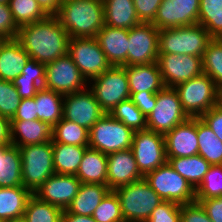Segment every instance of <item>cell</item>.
I'll use <instances>...</instances> for the list:
<instances>
[{
    "instance_id": "cell-17",
    "label": "cell",
    "mask_w": 222,
    "mask_h": 222,
    "mask_svg": "<svg viewBox=\"0 0 222 222\" xmlns=\"http://www.w3.org/2000/svg\"><path fill=\"white\" fill-rule=\"evenodd\" d=\"M200 0H162L154 21L158 30L198 24Z\"/></svg>"
},
{
    "instance_id": "cell-44",
    "label": "cell",
    "mask_w": 222,
    "mask_h": 222,
    "mask_svg": "<svg viewBox=\"0 0 222 222\" xmlns=\"http://www.w3.org/2000/svg\"><path fill=\"white\" fill-rule=\"evenodd\" d=\"M19 27L14 21L8 4H0V37L4 39H15Z\"/></svg>"
},
{
    "instance_id": "cell-47",
    "label": "cell",
    "mask_w": 222,
    "mask_h": 222,
    "mask_svg": "<svg viewBox=\"0 0 222 222\" xmlns=\"http://www.w3.org/2000/svg\"><path fill=\"white\" fill-rule=\"evenodd\" d=\"M23 78L35 81L40 87L44 86L46 69L45 64L37 62L35 59L29 58L21 72Z\"/></svg>"
},
{
    "instance_id": "cell-19",
    "label": "cell",
    "mask_w": 222,
    "mask_h": 222,
    "mask_svg": "<svg viewBox=\"0 0 222 222\" xmlns=\"http://www.w3.org/2000/svg\"><path fill=\"white\" fill-rule=\"evenodd\" d=\"M143 178L131 148L107 155V186L111 191Z\"/></svg>"
},
{
    "instance_id": "cell-43",
    "label": "cell",
    "mask_w": 222,
    "mask_h": 222,
    "mask_svg": "<svg viewBox=\"0 0 222 222\" xmlns=\"http://www.w3.org/2000/svg\"><path fill=\"white\" fill-rule=\"evenodd\" d=\"M146 222H181V205L163 201L152 211Z\"/></svg>"
},
{
    "instance_id": "cell-1",
    "label": "cell",
    "mask_w": 222,
    "mask_h": 222,
    "mask_svg": "<svg viewBox=\"0 0 222 222\" xmlns=\"http://www.w3.org/2000/svg\"><path fill=\"white\" fill-rule=\"evenodd\" d=\"M16 39L39 63L48 64L68 54L70 36L56 15L19 27Z\"/></svg>"
},
{
    "instance_id": "cell-46",
    "label": "cell",
    "mask_w": 222,
    "mask_h": 222,
    "mask_svg": "<svg viewBox=\"0 0 222 222\" xmlns=\"http://www.w3.org/2000/svg\"><path fill=\"white\" fill-rule=\"evenodd\" d=\"M181 222H212L199 202L181 205Z\"/></svg>"
},
{
    "instance_id": "cell-57",
    "label": "cell",
    "mask_w": 222,
    "mask_h": 222,
    "mask_svg": "<svg viewBox=\"0 0 222 222\" xmlns=\"http://www.w3.org/2000/svg\"><path fill=\"white\" fill-rule=\"evenodd\" d=\"M9 0H0V4H8Z\"/></svg>"
},
{
    "instance_id": "cell-12",
    "label": "cell",
    "mask_w": 222,
    "mask_h": 222,
    "mask_svg": "<svg viewBox=\"0 0 222 222\" xmlns=\"http://www.w3.org/2000/svg\"><path fill=\"white\" fill-rule=\"evenodd\" d=\"M68 54L86 80L100 76L112 66L96 37L70 38Z\"/></svg>"
},
{
    "instance_id": "cell-25",
    "label": "cell",
    "mask_w": 222,
    "mask_h": 222,
    "mask_svg": "<svg viewBox=\"0 0 222 222\" xmlns=\"http://www.w3.org/2000/svg\"><path fill=\"white\" fill-rule=\"evenodd\" d=\"M110 191L107 185L81 183L77 195L65 211L69 214L92 216Z\"/></svg>"
},
{
    "instance_id": "cell-49",
    "label": "cell",
    "mask_w": 222,
    "mask_h": 222,
    "mask_svg": "<svg viewBox=\"0 0 222 222\" xmlns=\"http://www.w3.org/2000/svg\"><path fill=\"white\" fill-rule=\"evenodd\" d=\"M130 99L142 111V114L146 118L156 105V93L152 92L143 91L131 93Z\"/></svg>"
},
{
    "instance_id": "cell-59",
    "label": "cell",
    "mask_w": 222,
    "mask_h": 222,
    "mask_svg": "<svg viewBox=\"0 0 222 222\" xmlns=\"http://www.w3.org/2000/svg\"><path fill=\"white\" fill-rule=\"evenodd\" d=\"M219 104L222 106V92H220V100H219Z\"/></svg>"
},
{
    "instance_id": "cell-52",
    "label": "cell",
    "mask_w": 222,
    "mask_h": 222,
    "mask_svg": "<svg viewBox=\"0 0 222 222\" xmlns=\"http://www.w3.org/2000/svg\"><path fill=\"white\" fill-rule=\"evenodd\" d=\"M195 201L202 205L212 222H222V196Z\"/></svg>"
},
{
    "instance_id": "cell-10",
    "label": "cell",
    "mask_w": 222,
    "mask_h": 222,
    "mask_svg": "<svg viewBox=\"0 0 222 222\" xmlns=\"http://www.w3.org/2000/svg\"><path fill=\"white\" fill-rule=\"evenodd\" d=\"M91 80H94V85L90 90L105 113H110L116 105L130 98L128 78L123 66H111Z\"/></svg>"
},
{
    "instance_id": "cell-58",
    "label": "cell",
    "mask_w": 222,
    "mask_h": 222,
    "mask_svg": "<svg viewBox=\"0 0 222 222\" xmlns=\"http://www.w3.org/2000/svg\"><path fill=\"white\" fill-rule=\"evenodd\" d=\"M6 39H4L3 37H0V47L2 45V43L5 41Z\"/></svg>"
},
{
    "instance_id": "cell-51",
    "label": "cell",
    "mask_w": 222,
    "mask_h": 222,
    "mask_svg": "<svg viewBox=\"0 0 222 222\" xmlns=\"http://www.w3.org/2000/svg\"><path fill=\"white\" fill-rule=\"evenodd\" d=\"M35 119H38L35 96L33 98L21 99L19 107L11 120L30 121Z\"/></svg>"
},
{
    "instance_id": "cell-5",
    "label": "cell",
    "mask_w": 222,
    "mask_h": 222,
    "mask_svg": "<svg viewBox=\"0 0 222 222\" xmlns=\"http://www.w3.org/2000/svg\"><path fill=\"white\" fill-rule=\"evenodd\" d=\"M212 39L200 24L159 31V54H183L202 57Z\"/></svg>"
},
{
    "instance_id": "cell-23",
    "label": "cell",
    "mask_w": 222,
    "mask_h": 222,
    "mask_svg": "<svg viewBox=\"0 0 222 222\" xmlns=\"http://www.w3.org/2000/svg\"><path fill=\"white\" fill-rule=\"evenodd\" d=\"M29 54L15 39H6L0 47V79L13 82L22 72Z\"/></svg>"
},
{
    "instance_id": "cell-11",
    "label": "cell",
    "mask_w": 222,
    "mask_h": 222,
    "mask_svg": "<svg viewBox=\"0 0 222 222\" xmlns=\"http://www.w3.org/2000/svg\"><path fill=\"white\" fill-rule=\"evenodd\" d=\"M131 150L140 173L148 172L167 163L165 136L149 129L135 131Z\"/></svg>"
},
{
    "instance_id": "cell-22",
    "label": "cell",
    "mask_w": 222,
    "mask_h": 222,
    "mask_svg": "<svg viewBox=\"0 0 222 222\" xmlns=\"http://www.w3.org/2000/svg\"><path fill=\"white\" fill-rule=\"evenodd\" d=\"M123 67L126 69L130 93H157L165 87L157 62Z\"/></svg>"
},
{
    "instance_id": "cell-4",
    "label": "cell",
    "mask_w": 222,
    "mask_h": 222,
    "mask_svg": "<svg viewBox=\"0 0 222 222\" xmlns=\"http://www.w3.org/2000/svg\"><path fill=\"white\" fill-rule=\"evenodd\" d=\"M174 89L190 118H200L209 109L219 104L220 91L205 73L176 85Z\"/></svg>"
},
{
    "instance_id": "cell-14",
    "label": "cell",
    "mask_w": 222,
    "mask_h": 222,
    "mask_svg": "<svg viewBox=\"0 0 222 222\" xmlns=\"http://www.w3.org/2000/svg\"><path fill=\"white\" fill-rule=\"evenodd\" d=\"M45 69L46 75L43 87L62 95L84 90L87 80L69 54L45 64Z\"/></svg>"
},
{
    "instance_id": "cell-20",
    "label": "cell",
    "mask_w": 222,
    "mask_h": 222,
    "mask_svg": "<svg viewBox=\"0 0 222 222\" xmlns=\"http://www.w3.org/2000/svg\"><path fill=\"white\" fill-rule=\"evenodd\" d=\"M167 158L189 157L198 154L197 118H189L165 135Z\"/></svg>"
},
{
    "instance_id": "cell-53",
    "label": "cell",
    "mask_w": 222,
    "mask_h": 222,
    "mask_svg": "<svg viewBox=\"0 0 222 222\" xmlns=\"http://www.w3.org/2000/svg\"><path fill=\"white\" fill-rule=\"evenodd\" d=\"M11 144V119L0 115V147Z\"/></svg>"
},
{
    "instance_id": "cell-29",
    "label": "cell",
    "mask_w": 222,
    "mask_h": 222,
    "mask_svg": "<svg viewBox=\"0 0 222 222\" xmlns=\"http://www.w3.org/2000/svg\"><path fill=\"white\" fill-rule=\"evenodd\" d=\"M64 95L41 87L35 96L38 120L53 127L63 118Z\"/></svg>"
},
{
    "instance_id": "cell-28",
    "label": "cell",
    "mask_w": 222,
    "mask_h": 222,
    "mask_svg": "<svg viewBox=\"0 0 222 222\" xmlns=\"http://www.w3.org/2000/svg\"><path fill=\"white\" fill-rule=\"evenodd\" d=\"M23 186L22 162L19 147L12 144L0 147V187Z\"/></svg>"
},
{
    "instance_id": "cell-18",
    "label": "cell",
    "mask_w": 222,
    "mask_h": 222,
    "mask_svg": "<svg viewBox=\"0 0 222 222\" xmlns=\"http://www.w3.org/2000/svg\"><path fill=\"white\" fill-rule=\"evenodd\" d=\"M81 181L75 175L53 174L34 193L40 200L66 210L78 193Z\"/></svg>"
},
{
    "instance_id": "cell-32",
    "label": "cell",
    "mask_w": 222,
    "mask_h": 222,
    "mask_svg": "<svg viewBox=\"0 0 222 222\" xmlns=\"http://www.w3.org/2000/svg\"><path fill=\"white\" fill-rule=\"evenodd\" d=\"M170 166L196 189L211 166L201 155L167 158Z\"/></svg>"
},
{
    "instance_id": "cell-27",
    "label": "cell",
    "mask_w": 222,
    "mask_h": 222,
    "mask_svg": "<svg viewBox=\"0 0 222 222\" xmlns=\"http://www.w3.org/2000/svg\"><path fill=\"white\" fill-rule=\"evenodd\" d=\"M104 25L131 29L141 23L132 0H103Z\"/></svg>"
},
{
    "instance_id": "cell-48",
    "label": "cell",
    "mask_w": 222,
    "mask_h": 222,
    "mask_svg": "<svg viewBox=\"0 0 222 222\" xmlns=\"http://www.w3.org/2000/svg\"><path fill=\"white\" fill-rule=\"evenodd\" d=\"M200 118L214 132L217 138L222 141V106L218 104L205 112Z\"/></svg>"
},
{
    "instance_id": "cell-6",
    "label": "cell",
    "mask_w": 222,
    "mask_h": 222,
    "mask_svg": "<svg viewBox=\"0 0 222 222\" xmlns=\"http://www.w3.org/2000/svg\"><path fill=\"white\" fill-rule=\"evenodd\" d=\"M22 162V183L33 194L53 174L52 140L19 147Z\"/></svg>"
},
{
    "instance_id": "cell-8",
    "label": "cell",
    "mask_w": 222,
    "mask_h": 222,
    "mask_svg": "<svg viewBox=\"0 0 222 222\" xmlns=\"http://www.w3.org/2000/svg\"><path fill=\"white\" fill-rule=\"evenodd\" d=\"M144 179L163 201L180 205L195 201V189L168 162L148 172Z\"/></svg>"
},
{
    "instance_id": "cell-2",
    "label": "cell",
    "mask_w": 222,
    "mask_h": 222,
    "mask_svg": "<svg viewBox=\"0 0 222 222\" xmlns=\"http://www.w3.org/2000/svg\"><path fill=\"white\" fill-rule=\"evenodd\" d=\"M56 16L70 38L96 37L104 26L103 0H62Z\"/></svg>"
},
{
    "instance_id": "cell-3",
    "label": "cell",
    "mask_w": 222,
    "mask_h": 222,
    "mask_svg": "<svg viewBox=\"0 0 222 222\" xmlns=\"http://www.w3.org/2000/svg\"><path fill=\"white\" fill-rule=\"evenodd\" d=\"M125 222H146L163 199L143 178L114 190Z\"/></svg>"
},
{
    "instance_id": "cell-36",
    "label": "cell",
    "mask_w": 222,
    "mask_h": 222,
    "mask_svg": "<svg viewBox=\"0 0 222 222\" xmlns=\"http://www.w3.org/2000/svg\"><path fill=\"white\" fill-rule=\"evenodd\" d=\"M198 24L217 38L222 33V0H200Z\"/></svg>"
},
{
    "instance_id": "cell-15",
    "label": "cell",
    "mask_w": 222,
    "mask_h": 222,
    "mask_svg": "<svg viewBox=\"0 0 222 222\" xmlns=\"http://www.w3.org/2000/svg\"><path fill=\"white\" fill-rule=\"evenodd\" d=\"M63 118L75 122L88 131L103 116L94 93L90 90H82L64 95Z\"/></svg>"
},
{
    "instance_id": "cell-37",
    "label": "cell",
    "mask_w": 222,
    "mask_h": 222,
    "mask_svg": "<svg viewBox=\"0 0 222 222\" xmlns=\"http://www.w3.org/2000/svg\"><path fill=\"white\" fill-rule=\"evenodd\" d=\"M63 210L40 200L34 194L29 198L24 217L27 222H61Z\"/></svg>"
},
{
    "instance_id": "cell-60",
    "label": "cell",
    "mask_w": 222,
    "mask_h": 222,
    "mask_svg": "<svg viewBox=\"0 0 222 222\" xmlns=\"http://www.w3.org/2000/svg\"><path fill=\"white\" fill-rule=\"evenodd\" d=\"M217 38L222 40V33Z\"/></svg>"
},
{
    "instance_id": "cell-26",
    "label": "cell",
    "mask_w": 222,
    "mask_h": 222,
    "mask_svg": "<svg viewBox=\"0 0 222 222\" xmlns=\"http://www.w3.org/2000/svg\"><path fill=\"white\" fill-rule=\"evenodd\" d=\"M75 176L81 183L107 185V155L88 147Z\"/></svg>"
},
{
    "instance_id": "cell-40",
    "label": "cell",
    "mask_w": 222,
    "mask_h": 222,
    "mask_svg": "<svg viewBox=\"0 0 222 222\" xmlns=\"http://www.w3.org/2000/svg\"><path fill=\"white\" fill-rule=\"evenodd\" d=\"M222 196V164L211 165L201 184L195 189V200Z\"/></svg>"
},
{
    "instance_id": "cell-39",
    "label": "cell",
    "mask_w": 222,
    "mask_h": 222,
    "mask_svg": "<svg viewBox=\"0 0 222 222\" xmlns=\"http://www.w3.org/2000/svg\"><path fill=\"white\" fill-rule=\"evenodd\" d=\"M109 114L134 132L147 129V118L130 98L116 105Z\"/></svg>"
},
{
    "instance_id": "cell-21",
    "label": "cell",
    "mask_w": 222,
    "mask_h": 222,
    "mask_svg": "<svg viewBox=\"0 0 222 222\" xmlns=\"http://www.w3.org/2000/svg\"><path fill=\"white\" fill-rule=\"evenodd\" d=\"M129 29L104 25L96 39L112 66H127Z\"/></svg>"
},
{
    "instance_id": "cell-54",
    "label": "cell",
    "mask_w": 222,
    "mask_h": 222,
    "mask_svg": "<svg viewBox=\"0 0 222 222\" xmlns=\"http://www.w3.org/2000/svg\"><path fill=\"white\" fill-rule=\"evenodd\" d=\"M47 15H57L62 0H36Z\"/></svg>"
},
{
    "instance_id": "cell-50",
    "label": "cell",
    "mask_w": 222,
    "mask_h": 222,
    "mask_svg": "<svg viewBox=\"0 0 222 222\" xmlns=\"http://www.w3.org/2000/svg\"><path fill=\"white\" fill-rule=\"evenodd\" d=\"M13 83L21 99L33 98L41 88L35 81L23 78L21 74L13 81Z\"/></svg>"
},
{
    "instance_id": "cell-7",
    "label": "cell",
    "mask_w": 222,
    "mask_h": 222,
    "mask_svg": "<svg viewBox=\"0 0 222 222\" xmlns=\"http://www.w3.org/2000/svg\"><path fill=\"white\" fill-rule=\"evenodd\" d=\"M134 131L105 113L89 130L88 147L105 155L131 148Z\"/></svg>"
},
{
    "instance_id": "cell-45",
    "label": "cell",
    "mask_w": 222,
    "mask_h": 222,
    "mask_svg": "<svg viewBox=\"0 0 222 222\" xmlns=\"http://www.w3.org/2000/svg\"><path fill=\"white\" fill-rule=\"evenodd\" d=\"M140 22L152 23L162 0H132Z\"/></svg>"
},
{
    "instance_id": "cell-55",
    "label": "cell",
    "mask_w": 222,
    "mask_h": 222,
    "mask_svg": "<svg viewBox=\"0 0 222 222\" xmlns=\"http://www.w3.org/2000/svg\"><path fill=\"white\" fill-rule=\"evenodd\" d=\"M61 222H96L92 216L69 214L63 210Z\"/></svg>"
},
{
    "instance_id": "cell-42",
    "label": "cell",
    "mask_w": 222,
    "mask_h": 222,
    "mask_svg": "<svg viewBox=\"0 0 222 222\" xmlns=\"http://www.w3.org/2000/svg\"><path fill=\"white\" fill-rule=\"evenodd\" d=\"M21 98L13 82L0 79V115L12 119Z\"/></svg>"
},
{
    "instance_id": "cell-35",
    "label": "cell",
    "mask_w": 222,
    "mask_h": 222,
    "mask_svg": "<svg viewBox=\"0 0 222 222\" xmlns=\"http://www.w3.org/2000/svg\"><path fill=\"white\" fill-rule=\"evenodd\" d=\"M203 73L207 74L222 92V40L212 38L202 56Z\"/></svg>"
},
{
    "instance_id": "cell-16",
    "label": "cell",
    "mask_w": 222,
    "mask_h": 222,
    "mask_svg": "<svg viewBox=\"0 0 222 222\" xmlns=\"http://www.w3.org/2000/svg\"><path fill=\"white\" fill-rule=\"evenodd\" d=\"M157 63L165 87H175L203 73L202 57L198 56L159 54Z\"/></svg>"
},
{
    "instance_id": "cell-34",
    "label": "cell",
    "mask_w": 222,
    "mask_h": 222,
    "mask_svg": "<svg viewBox=\"0 0 222 222\" xmlns=\"http://www.w3.org/2000/svg\"><path fill=\"white\" fill-rule=\"evenodd\" d=\"M89 131L75 122L62 118L52 127V143L88 146Z\"/></svg>"
},
{
    "instance_id": "cell-33",
    "label": "cell",
    "mask_w": 222,
    "mask_h": 222,
    "mask_svg": "<svg viewBox=\"0 0 222 222\" xmlns=\"http://www.w3.org/2000/svg\"><path fill=\"white\" fill-rule=\"evenodd\" d=\"M198 154L210 165L222 164V141L205 124L201 118H197Z\"/></svg>"
},
{
    "instance_id": "cell-56",
    "label": "cell",
    "mask_w": 222,
    "mask_h": 222,
    "mask_svg": "<svg viewBox=\"0 0 222 222\" xmlns=\"http://www.w3.org/2000/svg\"><path fill=\"white\" fill-rule=\"evenodd\" d=\"M3 222H27V221L24 216H20L13 219L5 220Z\"/></svg>"
},
{
    "instance_id": "cell-31",
    "label": "cell",
    "mask_w": 222,
    "mask_h": 222,
    "mask_svg": "<svg viewBox=\"0 0 222 222\" xmlns=\"http://www.w3.org/2000/svg\"><path fill=\"white\" fill-rule=\"evenodd\" d=\"M56 174L76 175L88 146L52 143Z\"/></svg>"
},
{
    "instance_id": "cell-13",
    "label": "cell",
    "mask_w": 222,
    "mask_h": 222,
    "mask_svg": "<svg viewBox=\"0 0 222 222\" xmlns=\"http://www.w3.org/2000/svg\"><path fill=\"white\" fill-rule=\"evenodd\" d=\"M159 31L153 23L144 22L129 29L127 66L157 62Z\"/></svg>"
},
{
    "instance_id": "cell-24",
    "label": "cell",
    "mask_w": 222,
    "mask_h": 222,
    "mask_svg": "<svg viewBox=\"0 0 222 222\" xmlns=\"http://www.w3.org/2000/svg\"><path fill=\"white\" fill-rule=\"evenodd\" d=\"M19 134L20 140L16 139ZM52 140V127L38 119L11 120V144L17 147L42 144Z\"/></svg>"
},
{
    "instance_id": "cell-38",
    "label": "cell",
    "mask_w": 222,
    "mask_h": 222,
    "mask_svg": "<svg viewBox=\"0 0 222 222\" xmlns=\"http://www.w3.org/2000/svg\"><path fill=\"white\" fill-rule=\"evenodd\" d=\"M8 5L18 27L43 20L48 16L36 0H9Z\"/></svg>"
},
{
    "instance_id": "cell-9",
    "label": "cell",
    "mask_w": 222,
    "mask_h": 222,
    "mask_svg": "<svg viewBox=\"0 0 222 222\" xmlns=\"http://www.w3.org/2000/svg\"><path fill=\"white\" fill-rule=\"evenodd\" d=\"M189 118L174 87H164L156 93V105L147 116V129L165 135Z\"/></svg>"
},
{
    "instance_id": "cell-30",
    "label": "cell",
    "mask_w": 222,
    "mask_h": 222,
    "mask_svg": "<svg viewBox=\"0 0 222 222\" xmlns=\"http://www.w3.org/2000/svg\"><path fill=\"white\" fill-rule=\"evenodd\" d=\"M32 195L33 193L24 186L0 187V219L5 221L23 216Z\"/></svg>"
},
{
    "instance_id": "cell-41",
    "label": "cell",
    "mask_w": 222,
    "mask_h": 222,
    "mask_svg": "<svg viewBox=\"0 0 222 222\" xmlns=\"http://www.w3.org/2000/svg\"><path fill=\"white\" fill-rule=\"evenodd\" d=\"M96 222H125L118 196L110 191L100 202L92 215Z\"/></svg>"
}]
</instances>
